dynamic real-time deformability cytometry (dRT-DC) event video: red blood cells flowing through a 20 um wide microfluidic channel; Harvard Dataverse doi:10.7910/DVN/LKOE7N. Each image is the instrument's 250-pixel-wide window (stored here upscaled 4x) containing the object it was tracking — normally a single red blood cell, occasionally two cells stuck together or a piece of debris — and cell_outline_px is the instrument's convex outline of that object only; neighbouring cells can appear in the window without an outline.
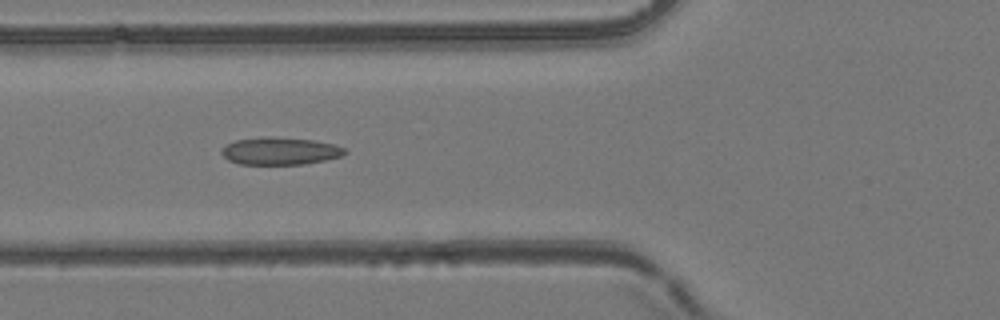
{"species": "common noctule bat (a hibernating species)", "species_latin": "Nyctalus noctula", "temperature_condition": "room temperature", "stored_images_in_passage": 53, "camera_frame_rate_fps": 3000, "um_per_image_px": 0.085, "animal": {"sex": "female", "body_mass_g": 24.6, "forearm_length_mm": 56.2}, "frame": {"image": 1, "passage_image": 20, "time_ms": 6.333, "image_size_px": [1000, 320], "cell_outline_px": [[348, 152], [340, 156], [324, 160], [304, 164], [240, 164], [228, 160], [220, 152], [228, 144], [236, 140], [264, 136], [272, 136], [312, 140], [332, 144], [344, 148]], "centroid_in_image_um": [23.79, 12.83], "position_along_channel_um": 102.0, "area_um2": 19.54}}
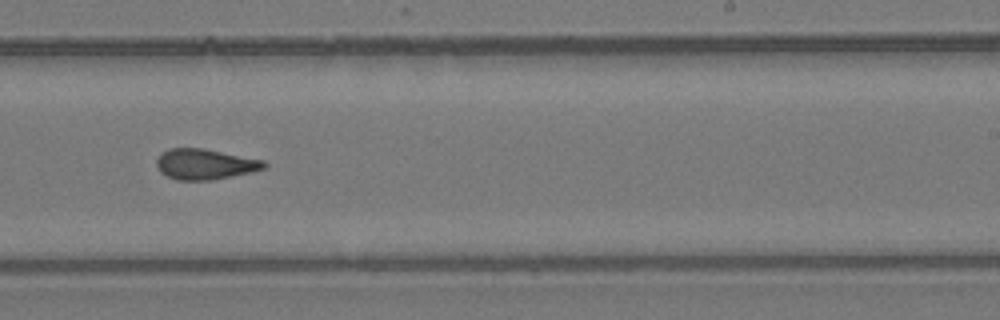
{"frame": {"image": 2, "passage_image": 33, "time_ms": 10.667, "image_size_px": [1000, 320], "cell_outline_px": [[268, 164], [264, 168], [252, 172], [212, 180], [176, 180], [160, 172], [156, 164], [156, 160], [160, 152], [168, 148], [204, 148], [264, 160]], "centroid_in_image_um": [17.41, 13.95], "position_along_channel_um": 271.6, "area_um2": 19.31}}
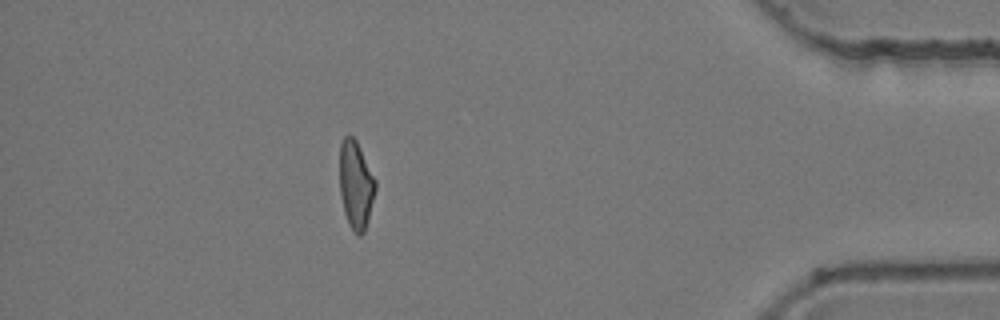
{"frame": {"image": 3, "passage_image": 47, "time_ms": 15.333, "image_size_px": [1000, 320], "cell_outline_px": [[376, 188], [364, 232], [360, 236], [348, 224], [344, 212], [340, 192], [340, 144], [344, 136], [352, 136], [356, 140], [376, 180]], "centroid_in_image_um": [30.24, 15.69], "position_along_channel_um": 405.0, "area_um2": 18.03}, "authors_computed_cell_mechanics": {"area_um2": 19.3052, "velocity_mm_per_s": 3.9011, "shape_relaxation_time_tau1_ms": null, "shape_relaxation_time_tau2_ms": 1.9385, "deformation_change_tau1": null, "deformation_change_tau2": 0.0978}}